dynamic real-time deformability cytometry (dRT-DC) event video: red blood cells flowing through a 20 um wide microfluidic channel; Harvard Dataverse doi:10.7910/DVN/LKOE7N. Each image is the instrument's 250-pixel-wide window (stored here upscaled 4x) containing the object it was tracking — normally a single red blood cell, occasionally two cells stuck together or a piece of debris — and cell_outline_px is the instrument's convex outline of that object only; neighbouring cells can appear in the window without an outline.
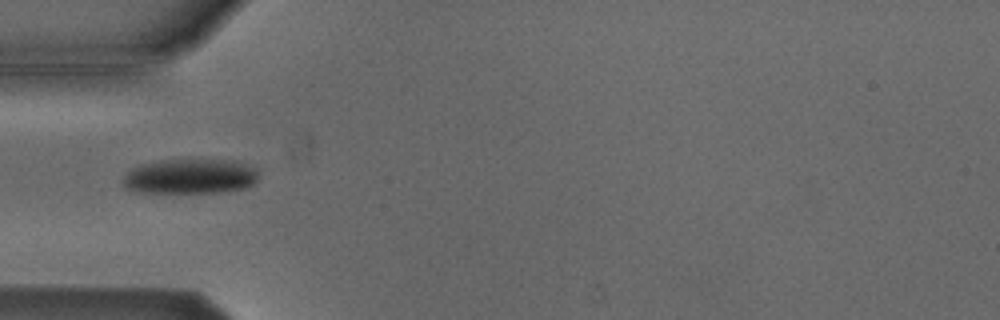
{"species": "Egyptian fruit bat (a non-hibernating species)", "species_latin": "Rousettus aegyptiacus", "temperature_condition": "cold", "stored_images_in_passage": 39, "camera_frame_rate_fps": 3000, "um_per_image_px": 0.085, "animal": {"sex": "male"}, "frame": {"image": 1, "passage_image": 3, "time_ms": 0.667, "image_size_px": [1000, 320], "cell_outline_px": [[256, 180], [248, 188], [220, 192], [136, 192], [124, 188], [124, 176], [132, 168], [140, 164], [160, 160], [236, 160], [256, 168]], "centroid_in_image_um": [16.16, 14.99], "position_along_channel_um": 68.8, "area_um2": 27.57}}
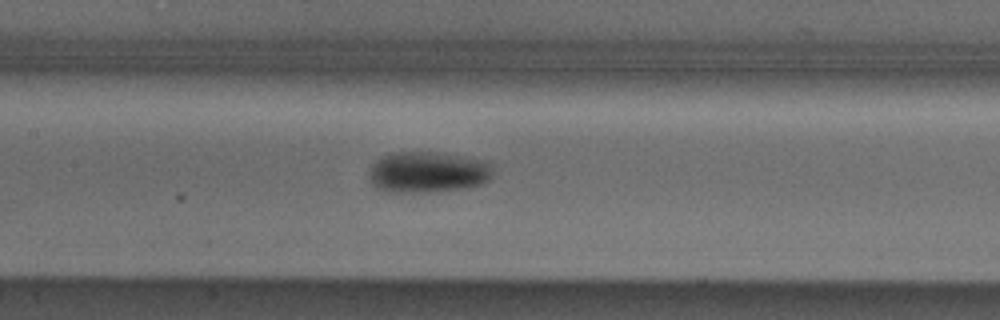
{"frame": {"image": 2, "passage_image": 11, "time_ms": 3.333, "image_size_px": [1000, 320], "cell_outline_px": [[492, 176], [488, 180], [480, 184], [468, 188], [432, 192], [384, 192], [376, 188], [372, 184], [368, 176], [372, 164], [376, 160], [392, 152], [444, 152], [484, 160], [492, 164]], "centroid_in_image_um": [36.36, 14.63], "position_along_channel_um": 171.0, "area_um2": 30.17}}
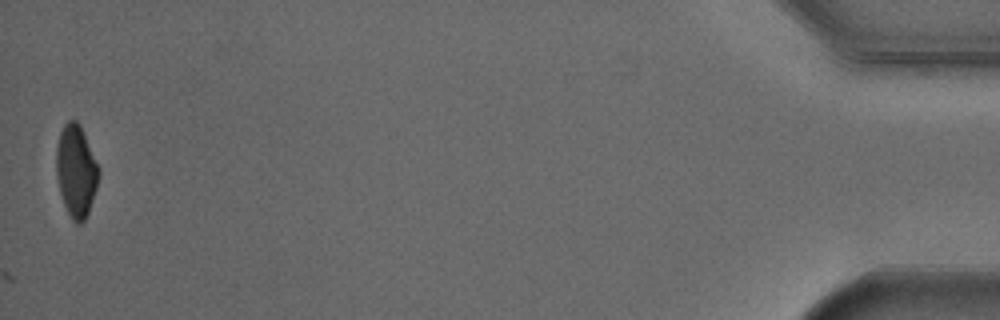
{"frame": {"image": 3, "passage_image": 39, "time_ms": 12.667, "image_size_px": [1000, 320], "cell_outline_px": [[100, 172], [96, 188], [88, 212], [84, 220], [80, 224], [76, 224], [72, 220], [64, 204], [60, 192], [56, 176], [56, 148], [60, 132], [64, 124], [68, 120], [76, 120], [80, 124], [100, 168]], "centroid_in_image_um": [6.46, 14.51], "position_along_channel_um": 428.7, "area_um2": 22.77}, "authors_computed_cell_mechanics": {"area_um2": 27.2238, "velocity_mm_per_s": 3.8172, "shape_relaxation_time_tau1_ms": 3.3731, "shape_relaxation_time_tau2_ms": null, "deformation_change_tau1": 0.1066, "deformation_change_tau2": null}}